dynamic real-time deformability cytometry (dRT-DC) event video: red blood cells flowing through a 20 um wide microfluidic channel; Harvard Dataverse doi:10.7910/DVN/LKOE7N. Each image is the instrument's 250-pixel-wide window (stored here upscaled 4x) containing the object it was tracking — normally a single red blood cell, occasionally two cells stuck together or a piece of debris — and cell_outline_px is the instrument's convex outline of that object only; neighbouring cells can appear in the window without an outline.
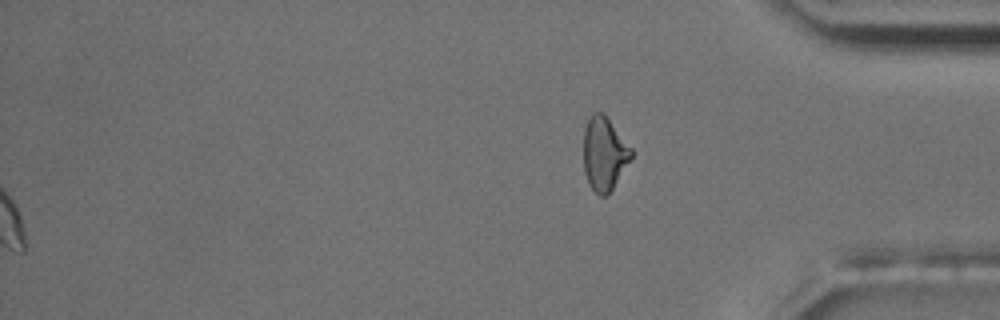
{"species": "common noctule bat (a hibernating species)", "species_latin": "Nyctalus noctula", "temperature_condition": "room temperature", "stored_images_in_passage": 16, "camera_frame_rate_fps": 3000, "um_per_image_px": 0.085, "animal": {"sex": "male", "body_mass_g": 17.5, "forearm_length_mm": 52.3}, "frame": {"image": 1, "passage_image": 16, "time_ms": 18.0, "image_size_px": [1000, 320], "cell_outline_px": [[632, 156], [612, 188], [604, 196], [600, 196], [588, 184], [584, 172], [584, 128], [592, 112], [604, 112], [632, 148]], "centroid_in_image_um": [51.34, 13.02], "position_along_channel_um": 383.9, "area_um2": 20.29}, "authors_computed_cell_mechanics": {"area_um2": 20.6346, "velocity_mm_per_s": 3.4913, "shape_relaxation_time_tau1_ms": 2.306, "shape_relaxation_time_tau2_ms": null, "deformation_change_tau1": 0.0665, "deformation_change_tau2": null}}